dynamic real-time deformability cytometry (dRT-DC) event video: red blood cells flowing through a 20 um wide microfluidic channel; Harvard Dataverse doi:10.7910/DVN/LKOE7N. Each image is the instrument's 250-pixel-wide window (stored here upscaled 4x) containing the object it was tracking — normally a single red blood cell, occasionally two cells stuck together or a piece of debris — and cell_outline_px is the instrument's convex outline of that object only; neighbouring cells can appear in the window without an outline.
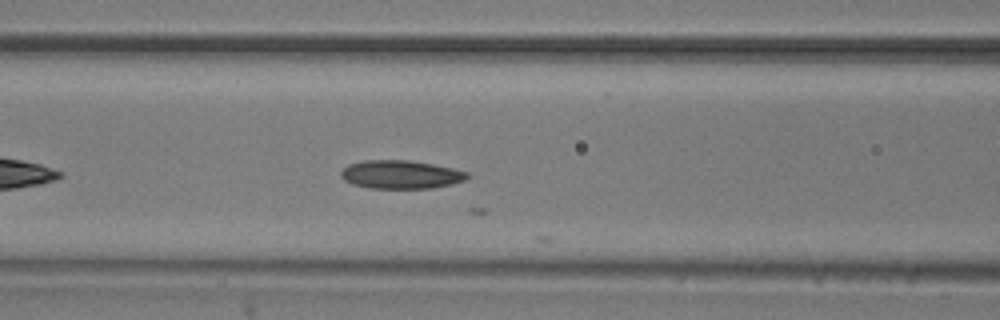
{"species": "common noctule bat (a hibernating species)", "species_latin": "Nyctalus noctula", "temperature_condition": "room temperature", "stored_images_in_passage": 17, "camera_frame_rate_fps": 3000, "um_per_image_px": 0.085, "animal": {"sex": "male", "body_mass_g": 20.5, "forearm_length_mm": 52.5}, "frame": {"image": 1, "passage_image": 12, "time_ms": 3.667, "image_size_px": [1000, 320], "cell_outline_px": [[468, 176], [464, 180], [452, 184], [432, 188], [368, 188], [352, 184], [344, 180], [340, 176], [340, 172], [348, 164], [364, 160], [408, 160], [432, 164], [452, 168], [468, 172]], "centroid_in_image_um": [34.03, 14.83], "position_along_channel_um": 132.6, "area_um2": 20.87}}